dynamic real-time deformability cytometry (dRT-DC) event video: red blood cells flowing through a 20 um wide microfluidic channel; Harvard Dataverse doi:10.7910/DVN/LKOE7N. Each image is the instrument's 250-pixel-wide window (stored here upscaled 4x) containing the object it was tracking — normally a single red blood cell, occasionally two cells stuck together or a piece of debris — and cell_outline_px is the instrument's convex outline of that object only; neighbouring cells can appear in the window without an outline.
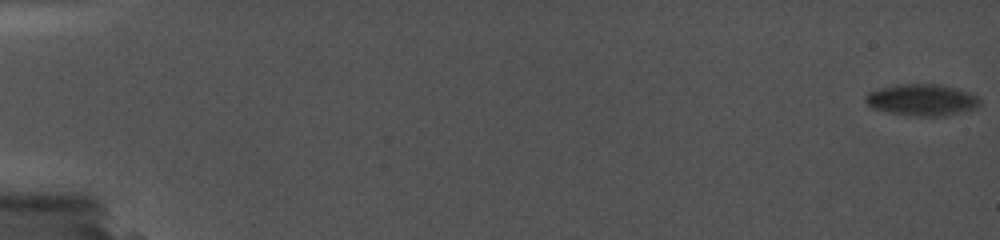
{"species": "common noctule bat (a hibernating species)", "species_latin": "Nyctalus noctula", "temperature_condition": "cold", "stored_images_in_passage": 67, "camera_frame_rate_fps": 5000, "um_per_image_px": 0.085, "animal": {"sex": "female", "body_mass_g": 19.0, "forearm_length_mm": 56.7}, "frame": {"image": 1, "passage_image": 1, "time_ms": 0.0, "image_size_px": [1000, 240], "cell_outline_px": [[980, 104], [976, 108], [944, 116], [912, 116], [888, 112], [872, 108], [864, 100], [864, 96], [868, 92], [880, 88], [896, 84], [940, 84], [968, 92], [976, 96], [980, 100]], "centroid_in_image_um": [78.32, 8.49], "position_along_channel_um": 6.7, "area_um2": 21.04}}
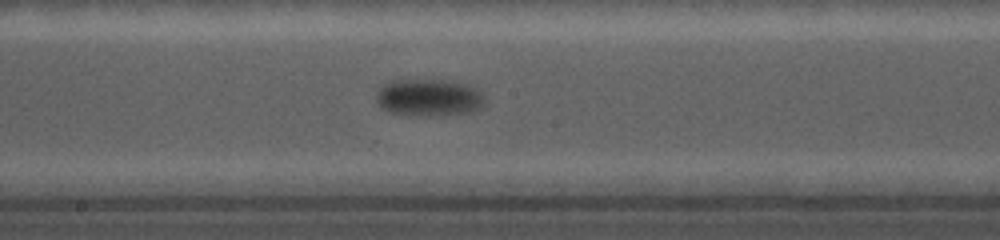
{"frame": {"image": 2, "passage_image": 51, "time_ms": 11.6, "image_size_px": [1000, 240], "cell_outline_px": [[484, 108], [472, 112], [428, 116], [388, 112], [380, 108], [376, 100], [376, 92], [388, 80], [452, 80], [468, 84], [476, 88], [484, 96]], "centroid_in_image_um": [36.47, 8.28], "position_along_channel_um": 211.7, "area_um2": 23.87}}
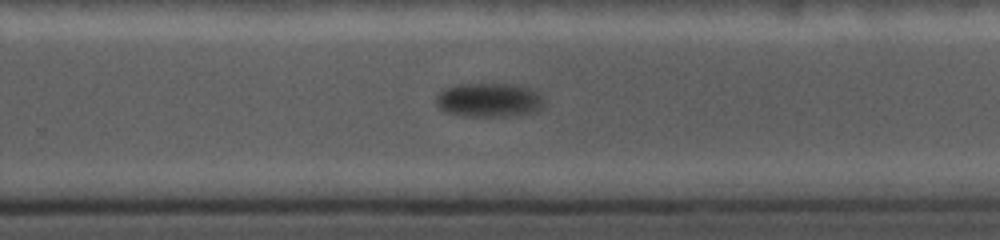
{"frame": {"image": 3, "passage_image": 59, "time_ms": 13.8, "image_size_px": [1000, 240], "cell_outline_px": [[544, 100], [540, 112], [508, 116], [468, 116], [444, 112], [436, 104], [436, 96], [444, 88], [460, 84], [516, 84], [532, 88], [540, 92]], "centroid_in_image_um": [41.62, 8.5], "position_along_channel_um": 288.2, "area_um2": 21.79}}